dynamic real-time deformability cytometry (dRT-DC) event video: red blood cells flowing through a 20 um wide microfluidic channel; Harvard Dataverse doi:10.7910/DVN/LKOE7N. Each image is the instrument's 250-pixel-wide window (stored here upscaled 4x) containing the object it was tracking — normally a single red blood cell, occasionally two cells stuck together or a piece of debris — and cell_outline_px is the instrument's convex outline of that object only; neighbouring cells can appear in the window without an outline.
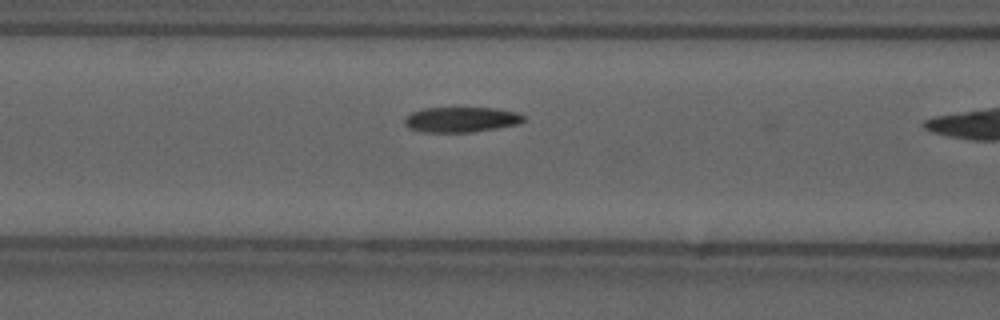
{"species": "common noctule bat (a hibernating species)", "species_latin": "Nyctalus noctula", "temperature_condition": "cold", "stored_images_in_passage": 5, "camera_frame_rate_fps": 3000, "um_per_image_px": 0.085, "animal": {"sex": "male", "forearm_length_mm": 52.5}, "frame": {"image": 1, "passage_image": 4, "time_ms": 1.0, "image_size_px": [1000, 320], "cell_outline_px": [[528, 120], [520, 124], [472, 132], [424, 132], [408, 128], [404, 124], [404, 120], [412, 112], [424, 108], [496, 108], [516, 112], [524, 116]], "centroid_in_image_um": [39.24, 10.16], "position_along_channel_um": 127.4, "area_um2": 17.57}}